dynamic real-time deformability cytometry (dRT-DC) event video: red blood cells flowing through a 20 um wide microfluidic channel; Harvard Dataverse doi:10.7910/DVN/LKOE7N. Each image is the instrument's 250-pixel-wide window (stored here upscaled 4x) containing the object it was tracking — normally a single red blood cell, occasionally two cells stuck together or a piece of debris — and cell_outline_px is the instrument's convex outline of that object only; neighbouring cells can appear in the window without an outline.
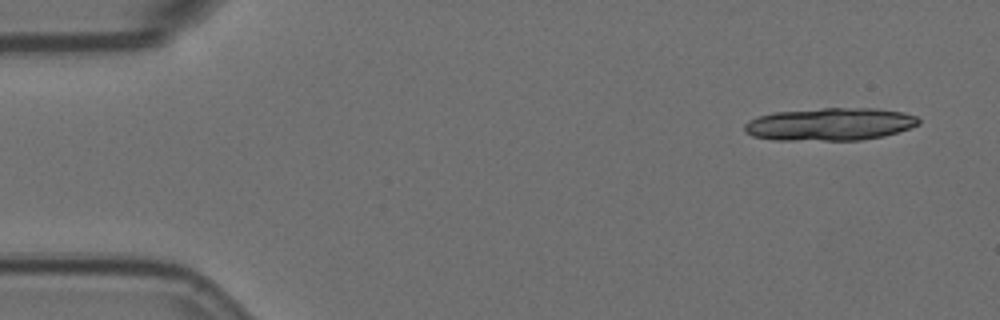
{"species": "Egyptian fruit bat (a non-hibernating species)", "species_latin": "Rousettus aegyptiacus", "temperature_condition": "room temperature", "stored_images_in_passage": 5, "camera_frame_rate_fps": 3000, "um_per_image_px": 0.085, "animal": {"sex": "female"}, "frame": {"image": 1, "passage_image": 1, "time_ms": 0.0, "image_size_px": [1000, 320], "cell_outline_px": [[920, 124], [884, 136], [860, 140], [772, 140], [752, 136], [744, 132], [744, 124], [748, 120], [756, 116], [772, 112], [824, 108], [876, 108], [904, 112], [916, 116], [920, 120]], "centroid_in_image_um": [70.5, 10.55], "position_along_channel_um": 14.5, "area_um2": 33.47}}
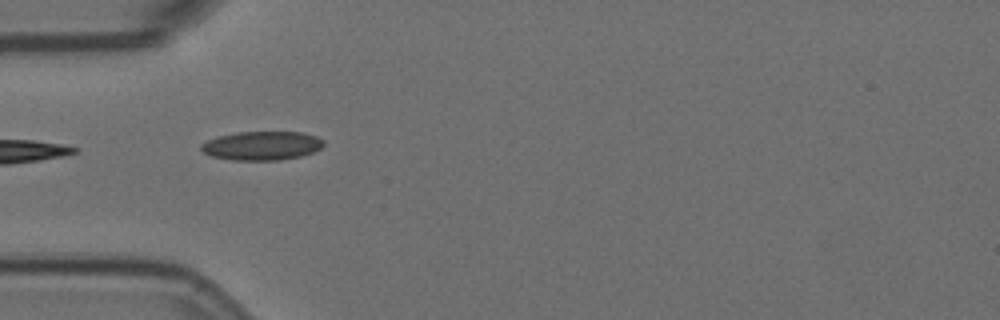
{"frame": {"image": 2, "passage_image": 4, "time_ms": 1.0, "image_size_px": [1000, 320], "cell_outline_px": [[324, 144], [320, 148], [312, 152], [300, 156], [280, 160], [232, 160], [212, 156], [204, 152], [200, 148], [200, 144], [216, 136], [236, 132], [304, 132], [316, 136], [324, 140]], "centroid_in_image_um": [22.25, 12.37], "position_along_channel_um": 62.8, "area_um2": 20.63}}
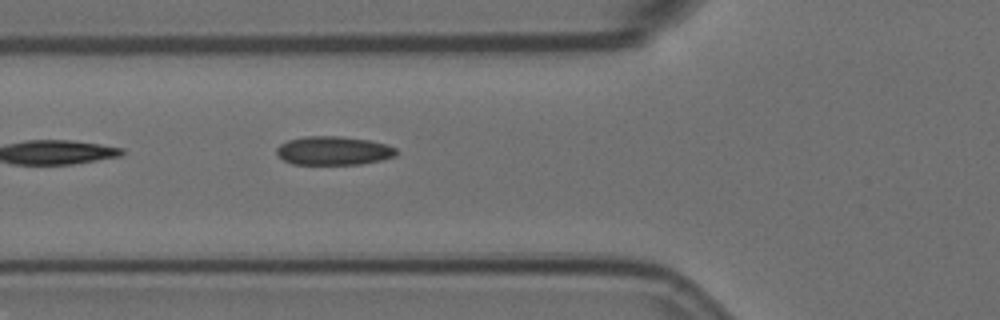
{"frame": {"image": 3, "passage_image": 5, "time_ms": 1.333, "image_size_px": [1000, 320], "cell_outline_px": [[396, 156], [380, 160], [360, 164], [292, 164], [284, 160], [276, 152], [276, 148], [280, 144], [288, 140], [304, 136], [340, 136], [368, 140], [384, 144], [396, 148]], "centroid_in_image_um": [28.32, 12.8], "position_along_channel_um": 97.5, "area_um2": 19.88}}